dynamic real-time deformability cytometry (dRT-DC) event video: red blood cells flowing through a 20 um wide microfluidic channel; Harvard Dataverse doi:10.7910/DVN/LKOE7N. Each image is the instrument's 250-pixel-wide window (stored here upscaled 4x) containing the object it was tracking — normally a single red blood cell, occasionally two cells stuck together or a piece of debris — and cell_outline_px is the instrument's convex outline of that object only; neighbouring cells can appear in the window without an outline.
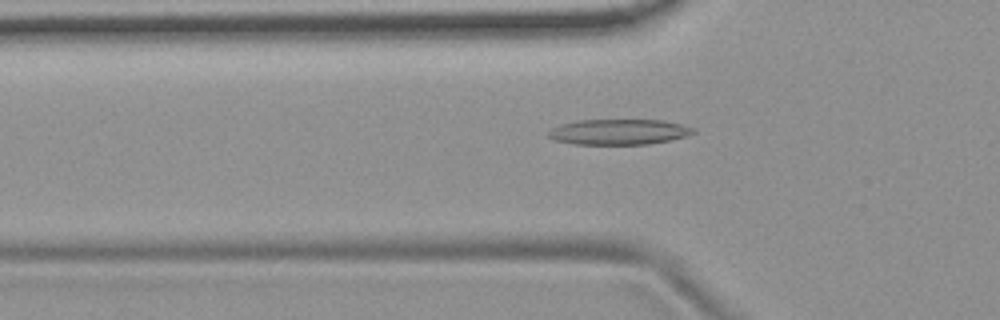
{"species": "common noctule bat (a hibernating species)", "species_latin": "Nyctalus noctula", "temperature_condition": "room temperature", "stored_images_in_passage": 54, "camera_frame_rate_fps": 3000, "um_per_image_px": 0.085, "animal": {"sex": "female", "body_mass_g": 19.9}, "frame": {"image": 1, "passage_image": 18, "time_ms": 5.667, "image_size_px": [1000, 320], "cell_outline_px": [[696, 132], [684, 136], [668, 140], [648, 144], [576, 144], [556, 140], [548, 136], [548, 132], [552, 128], [560, 124], [576, 120], [664, 120], [696, 128]], "centroid_in_image_um": [52.6, 11.2], "position_along_channel_um": 73.2, "area_um2": 21.39}}
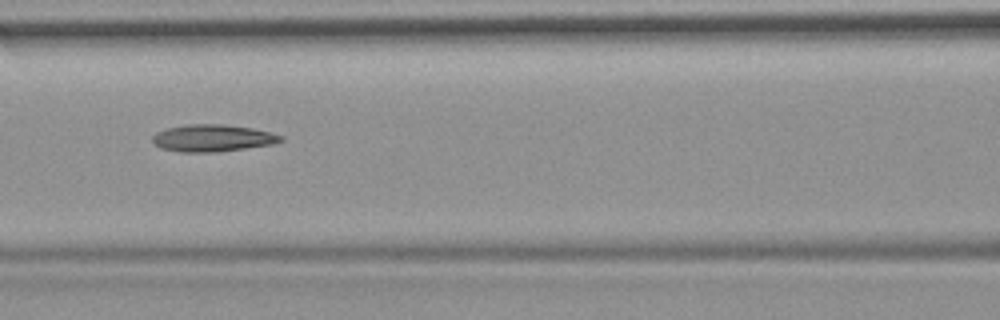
{"frame": {"image": 2, "passage_image": 24, "time_ms": 7.667, "image_size_px": [1000, 320], "cell_outline_px": [[284, 140], [272, 144], [216, 152], [180, 152], [160, 148], [152, 140], [152, 136], [156, 132], [168, 128], [188, 124], [220, 124], [252, 128], [284, 136]], "centroid_in_image_um": [18.05, 11.74], "position_along_channel_um": 148.6, "area_um2": 20.06}}
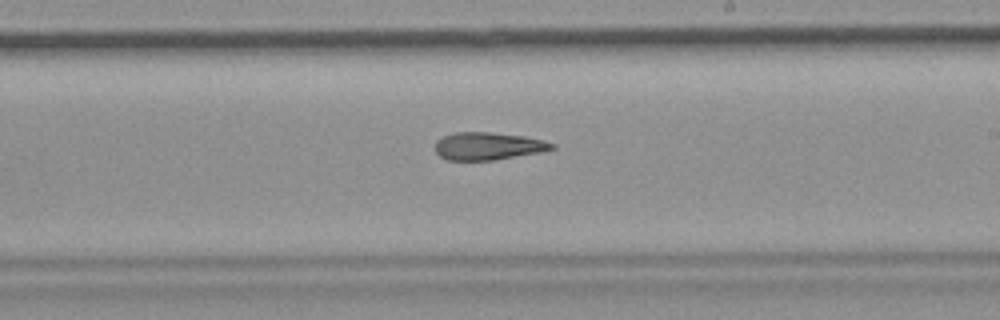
{"frame": {"image": 3, "passage_image": 32, "time_ms": 10.333, "image_size_px": [1000, 320], "cell_outline_px": [[556, 148], [544, 152], [496, 160], [444, 160], [436, 152], [436, 140], [444, 136], [456, 132], [492, 132], [524, 136], [544, 140], [556, 144]], "centroid_in_image_um": [41.54, 12.42], "position_along_channel_um": 247.5, "area_um2": 19.07}}